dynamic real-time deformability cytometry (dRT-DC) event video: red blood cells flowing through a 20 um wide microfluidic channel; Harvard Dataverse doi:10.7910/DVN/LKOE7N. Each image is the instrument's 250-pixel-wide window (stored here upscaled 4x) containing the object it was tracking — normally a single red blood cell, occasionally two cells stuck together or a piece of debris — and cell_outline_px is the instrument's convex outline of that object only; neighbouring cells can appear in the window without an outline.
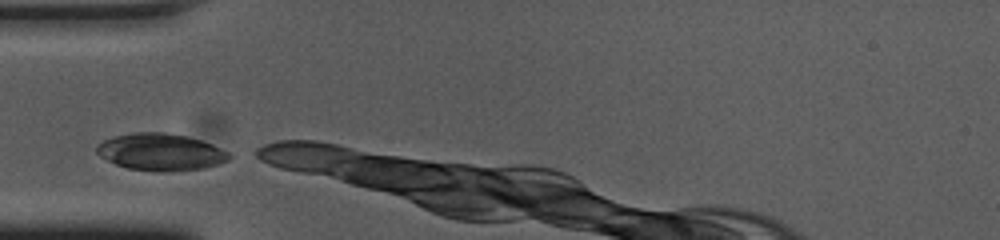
{"species": "common noctule bat (a hibernating species)", "species_latin": "Nyctalus noctula", "temperature_condition": "cold", "stored_images_in_passage": 4, "camera_frame_rate_fps": 3000, "um_per_image_px": 0.085, "animal": {"sex": "female", "body_mass_g": 23.0, "forearm_length_mm": 53.4}, "frame": {"image": 1, "passage_image": 1, "time_ms": 0.0, "image_size_px": [1000, 240], "cell_outline_px": [[232, 156], [228, 160], [220, 164], [204, 168], [172, 172], [156, 172], [128, 168], [116, 164], [100, 156], [96, 152], [96, 144], [104, 140], [116, 136], [136, 132], [164, 132], [188, 136], [212, 144], [228, 152]], "centroid_in_image_um": [13.67, 12.93], "position_along_channel_um": 71.3, "area_um2": 28.73}}